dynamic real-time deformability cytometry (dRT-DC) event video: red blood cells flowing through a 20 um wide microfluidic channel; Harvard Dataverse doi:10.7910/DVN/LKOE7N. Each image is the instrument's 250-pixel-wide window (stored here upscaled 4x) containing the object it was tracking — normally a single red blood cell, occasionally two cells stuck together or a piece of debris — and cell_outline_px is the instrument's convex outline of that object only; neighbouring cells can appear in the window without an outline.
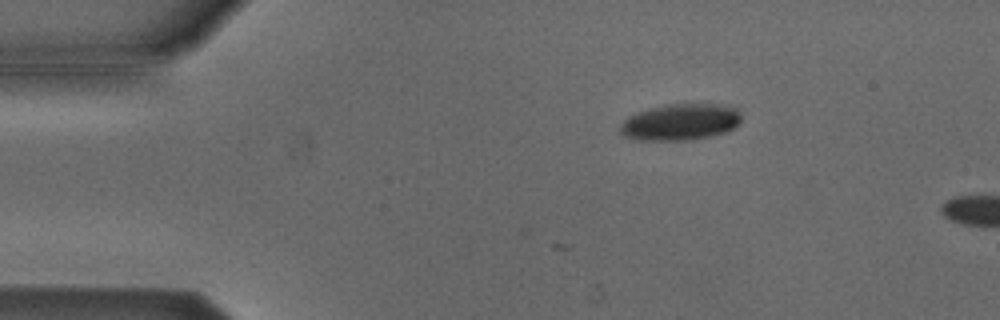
{"species": "Egyptian fruit bat (a non-hibernating species)", "species_latin": "Rousettus aegyptiacus", "temperature_condition": "cold", "stored_images_in_passage": 4, "camera_frame_rate_fps": 3000, "um_per_image_px": 0.085, "animal": {"sex": "male"}, "frame": {"image": 1, "passage_image": 1, "time_ms": 0.0, "image_size_px": [1000, 320], "cell_outline_px": [[740, 120], [728, 132], [688, 140], [636, 140], [624, 136], [620, 132], [620, 124], [628, 116], [636, 112], [668, 104], [724, 104], [736, 108], [740, 116]], "centroid_in_image_um": [57.8, 10.37], "position_along_channel_um": 27.2, "area_um2": 25.66}}